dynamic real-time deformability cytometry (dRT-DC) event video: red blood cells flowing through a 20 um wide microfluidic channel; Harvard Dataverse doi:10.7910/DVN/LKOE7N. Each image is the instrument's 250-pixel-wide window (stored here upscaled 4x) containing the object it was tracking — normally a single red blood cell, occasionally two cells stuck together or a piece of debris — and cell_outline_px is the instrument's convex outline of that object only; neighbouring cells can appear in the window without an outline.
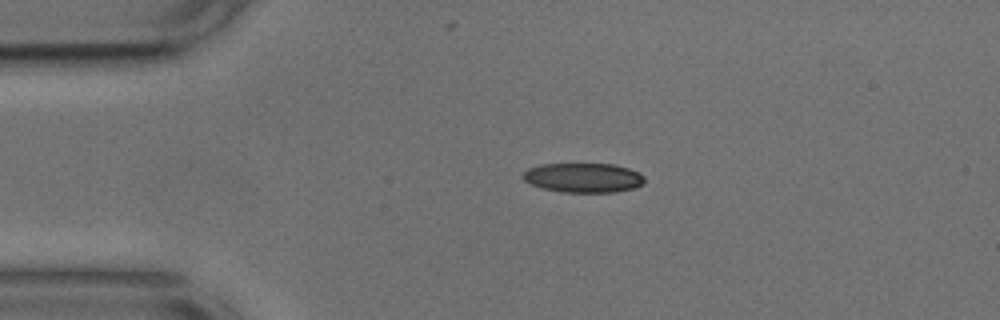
{"species": "common noctule bat (a hibernating species)", "species_latin": "Nyctalus noctula", "temperature_condition": "cold", "stored_images_in_passage": 43, "camera_frame_rate_fps": 3000, "um_per_image_px": 0.085, "animal": {"sex": "male", "body_mass_g": 17.9, "forearm_length_mm": 54.2}, "frame": {"image": 1, "passage_image": 1, "time_ms": 0.0, "image_size_px": [1000, 320], "cell_outline_px": [[644, 184], [636, 188], [612, 192], [560, 192], [544, 188], [532, 184], [524, 180], [520, 176], [528, 168], [540, 164], [612, 164], [628, 168], [640, 172], [644, 176]], "centroid_in_image_um": [49.6, 15.1], "position_along_channel_um": 35.4, "area_um2": 20.98}}
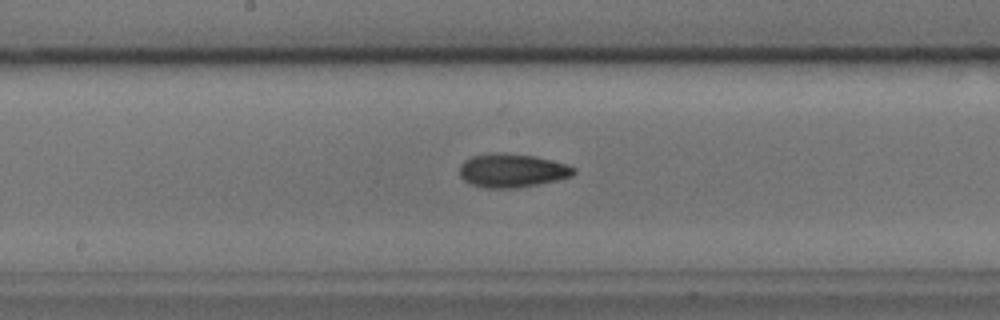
{"frame": {"image": 2, "passage_image": 17, "time_ms": 5.333, "image_size_px": [1000, 320], "cell_outline_px": [[576, 172], [572, 176], [560, 180], [540, 184], [516, 188], [484, 188], [472, 184], [464, 180], [460, 176], [460, 164], [464, 160], [472, 156], [492, 152], [500, 152], [536, 156], [568, 164], [576, 168]], "centroid_in_image_um": [43.56, 14.49], "position_along_channel_um": 204.6, "area_um2": 22.77}}
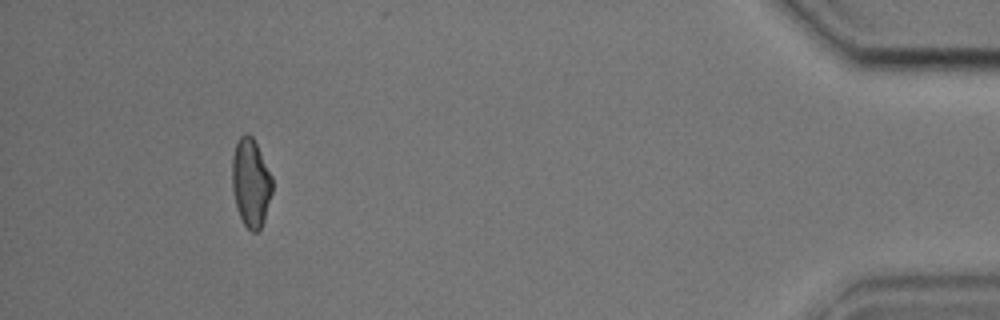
{"frame": {"image": 3, "passage_image": 39, "time_ms": 12.667, "image_size_px": [1000, 320], "cell_outline_px": [[272, 192], [264, 220], [260, 228], [256, 232], [252, 232], [244, 224], [240, 216], [236, 204], [232, 188], [232, 156], [236, 144], [240, 136], [244, 132], [252, 136], [272, 176]], "centroid_in_image_um": [21.31, 15.52], "position_along_channel_um": 413.9, "area_um2": 20.46}, "authors_computed_cell_mechanics": {"area_um2": 21.0392, "velocity_mm_per_s": 3.772, "shape_relaxation_time_tau1_ms": 5.8221, "shape_relaxation_time_tau2_ms": 5.3127, "deformation_change_tau1": 0.1284, "deformation_change_tau2": 0.1232}}